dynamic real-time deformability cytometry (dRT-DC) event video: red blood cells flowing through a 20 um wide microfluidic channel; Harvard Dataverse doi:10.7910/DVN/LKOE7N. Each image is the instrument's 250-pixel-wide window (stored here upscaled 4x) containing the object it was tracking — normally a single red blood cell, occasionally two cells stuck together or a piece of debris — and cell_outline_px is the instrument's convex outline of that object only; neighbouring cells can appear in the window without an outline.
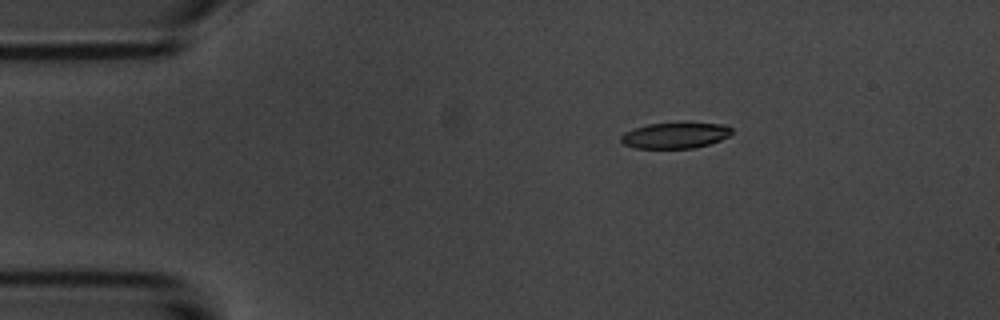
{"species": "common noctule bat (a hibernating species)", "species_latin": "Nyctalus noctula", "temperature_condition": "room temperature", "stored_images_in_passage": 2, "camera_frame_rate_fps": 3000, "um_per_image_px": 0.085, "animal": {"sex": "male", "body_mass_g": 20.1, "forearm_length_mm": 53.5}, "frame": {"image": 1, "passage_image": 1, "time_ms": 0.0, "image_size_px": [1000, 320], "cell_outline_px": [[732, 132], [728, 136], [720, 140], [708, 144], [692, 148], [636, 148], [624, 144], [620, 140], [620, 136], [624, 132], [648, 124], [684, 120], [688, 120], [724, 124], [732, 128]], "centroid_in_image_um": [57.43, 11.45], "position_along_channel_um": 27.6, "area_um2": 17.4}}